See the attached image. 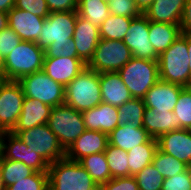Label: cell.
<instances>
[{
  "label": "cell",
  "mask_w": 191,
  "mask_h": 190,
  "mask_svg": "<svg viewBox=\"0 0 191 190\" xmlns=\"http://www.w3.org/2000/svg\"><path fill=\"white\" fill-rule=\"evenodd\" d=\"M189 61L186 33H181L174 43L159 55L160 80L190 87Z\"/></svg>",
  "instance_id": "obj_1"
},
{
  "label": "cell",
  "mask_w": 191,
  "mask_h": 190,
  "mask_svg": "<svg viewBox=\"0 0 191 190\" xmlns=\"http://www.w3.org/2000/svg\"><path fill=\"white\" fill-rule=\"evenodd\" d=\"M44 57V49L36 42L21 41L4 59V80L19 81L43 70Z\"/></svg>",
  "instance_id": "obj_2"
},
{
  "label": "cell",
  "mask_w": 191,
  "mask_h": 190,
  "mask_svg": "<svg viewBox=\"0 0 191 190\" xmlns=\"http://www.w3.org/2000/svg\"><path fill=\"white\" fill-rule=\"evenodd\" d=\"M49 190H99L85 168L67 158L49 165Z\"/></svg>",
  "instance_id": "obj_3"
},
{
  "label": "cell",
  "mask_w": 191,
  "mask_h": 190,
  "mask_svg": "<svg viewBox=\"0 0 191 190\" xmlns=\"http://www.w3.org/2000/svg\"><path fill=\"white\" fill-rule=\"evenodd\" d=\"M102 102L99 73L86 67L65 87V104L77 111L89 110Z\"/></svg>",
  "instance_id": "obj_4"
},
{
  "label": "cell",
  "mask_w": 191,
  "mask_h": 190,
  "mask_svg": "<svg viewBox=\"0 0 191 190\" xmlns=\"http://www.w3.org/2000/svg\"><path fill=\"white\" fill-rule=\"evenodd\" d=\"M118 74L133 98L143 99L149 89L160 80L158 60L132 57Z\"/></svg>",
  "instance_id": "obj_5"
},
{
  "label": "cell",
  "mask_w": 191,
  "mask_h": 190,
  "mask_svg": "<svg viewBox=\"0 0 191 190\" xmlns=\"http://www.w3.org/2000/svg\"><path fill=\"white\" fill-rule=\"evenodd\" d=\"M47 125L65 151L86 130L82 112L65 103L52 108Z\"/></svg>",
  "instance_id": "obj_6"
},
{
  "label": "cell",
  "mask_w": 191,
  "mask_h": 190,
  "mask_svg": "<svg viewBox=\"0 0 191 190\" xmlns=\"http://www.w3.org/2000/svg\"><path fill=\"white\" fill-rule=\"evenodd\" d=\"M16 134L32 151L38 153L49 165L66 158V151L47 124L29 130L11 131Z\"/></svg>",
  "instance_id": "obj_7"
},
{
  "label": "cell",
  "mask_w": 191,
  "mask_h": 190,
  "mask_svg": "<svg viewBox=\"0 0 191 190\" xmlns=\"http://www.w3.org/2000/svg\"><path fill=\"white\" fill-rule=\"evenodd\" d=\"M18 82L26 98L36 99L51 107L65 102V87L50 78L43 70L23 76Z\"/></svg>",
  "instance_id": "obj_8"
},
{
  "label": "cell",
  "mask_w": 191,
  "mask_h": 190,
  "mask_svg": "<svg viewBox=\"0 0 191 190\" xmlns=\"http://www.w3.org/2000/svg\"><path fill=\"white\" fill-rule=\"evenodd\" d=\"M133 57L122 40L100 39L87 67L97 73L118 72Z\"/></svg>",
  "instance_id": "obj_9"
},
{
  "label": "cell",
  "mask_w": 191,
  "mask_h": 190,
  "mask_svg": "<svg viewBox=\"0 0 191 190\" xmlns=\"http://www.w3.org/2000/svg\"><path fill=\"white\" fill-rule=\"evenodd\" d=\"M77 11L51 12L44 20L37 44L47 48L51 43L69 42L73 37Z\"/></svg>",
  "instance_id": "obj_10"
},
{
  "label": "cell",
  "mask_w": 191,
  "mask_h": 190,
  "mask_svg": "<svg viewBox=\"0 0 191 190\" xmlns=\"http://www.w3.org/2000/svg\"><path fill=\"white\" fill-rule=\"evenodd\" d=\"M24 92L18 81H0V124L11 132L22 111Z\"/></svg>",
  "instance_id": "obj_11"
},
{
  "label": "cell",
  "mask_w": 191,
  "mask_h": 190,
  "mask_svg": "<svg viewBox=\"0 0 191 190\" xmlns=\"http://www.w3.org/2000/svg\"><path fill=\"white\" fill-rule=\"evenodd\" d=\"M123 42L131 50L133 57L149 60H158L149 40V20L144 14L133 18L124 36Z\"/></svg>",
  "instance_id": "obj_12"
},
{
  "label": "cell",
  "mask_w": 191,
  "mask_h": 190,
  "mask_svg": "<svg viewBox=\"0 0 191 190\" xmlns=\"http://www.w3.org/2000/svg\"><path fill=\"white\" fill-rule=\"evenodd\" d=\"M3 158L23 162L36 172H48L49 164L12 132L4 136Z\"/></svg>",
  "instance_id": "obj_13"
},
{
  "label": "cell",
  "mask_w": 191,
  "mask_h": 190,
  "mask_svg": "<svg viewBox=\"0 0 191 190\" xmlns=\"http://www.w3.org/2000/svg\"><path fill=\"white\" fill-rule=\"evenodd\" d=\"M86 67L87 64L79 58H66L61 56L44 58L43 63V71L64 87L73 81Z\"/></svg>",
  "instance_id": "obj_14"
},
{
  "label": "cell",
  "mask_w": 191,
  "mask_h": 190,
  "mask_svg": "<svg viewBox=\"0 0 191 190\" xmlns=\"http://www.w3.org/2000/svg\"><path fill=\"white\" fill-rule=\"evenodd\" d=\"M108 144V134L86 129L66 151V158L79 162L86 156L104 152Z\"/></svg>",
  "instance_id": "obj_15"
},
{
  "label": "cell",
  "mask_w": 191,
  "mask_h": 190,
  "mask_svg": "<svg viewBox=\"0 0 191 190\" xmlns=\"http://www.w3.org/2000/svg\"><path fill=\"white\" fill-rule=\"evenodd\" d=\"M158 149L188 165L191 163V130L179 129L162 134Z\"/></svg>",
  "instance_id": "obj_16"
},
{
  "label": "cell",
  "mask_w": 191,
  "mask_h": 190,
  "mask_svg": "<svg viewBox=\"0 0 191 190\" xmlns=\"http://www.w3.org/2000/svg\"><path fill=\"white\" fill-rule=\"evenodd\" d=\"M44 20V17L33 15L16 7L8 12L9 27L22 41L37 42L41 35Z\"/></svg>",
  "instance_id": "obj_17"
},
{
  "label": "cell",
  "mask_w": 191,
  "mask_h": 190,
  "mask_svg": "<svg viewBox=\"0 0 191 190\" xmlns=\"http://www.w3.org/2000/svg\"><path fill=\"white\" fill-rule=\"evenodd\" d=\"M78 58L88 64L100 41L99 28L77 14L73 37Z\"/></svg>",
  "instance_id": "obj_18"
},
{
  "label": "cell",
  "mask_w": 191,
  "mask_h": 190,
  "mask_svg": "<svg viewBox=\"0 0 191 190\" xmlns=\"http://www.w3.org/2000/svg\"><path fill=\"white\" fill-rule=\"evenodd\" d=\"M184 87L159 80L155 83L143 98L146 108L173 112L178 101L180 91Z\"/></svg>",
  "instance_id": "obj_19"
},
{
  "label": "cell",
  "mask_w": 191,
  "mask_h": 190,
  "mask_svg": "<svg viewBox=\"0 0 191 190\" xmlns=\"http://www.w3.org/2000/svg\"><path fill=\"white\" fill-rule=\"evenodd\" d=\"M85 128L110 134L118 126V108L101 102L97 106L82 112Z\"/></svg>",
  "instance_id": "obj_20"
},
{
  "label": "cell",
  "mask_w": 191,
  "mask_h": 190,
  "mask_svg": "<svg viewBox=\"0 0 191 190\" xmlns=\"http://www.w3.org/2000/svg\"><path fill=\"white\" fill-rule=\"evenodd\" d=\"M102 102L119 107L133 97L118 72L99 74Z\"/></svg>",
  "instance_id": "obj_21"
},
{
  "label": "cell",
  "mask_w": 191,
  "mask_h": 190,
  "mask_svg": "<svg viewBox=\"0 0 191 190\" xmlns=\"http://www.w3.org/2000/svg\"><path fill=\"white\" fill-rule=\"evenodd\" d=\"M52 108L41 101L25 97L22 111L12 131L29 130L35 126L47 124Z\"/></svg>",
  "instance_id": "obj_22"
},
{
  "label": "cell",
  "mask_w": 191,
  "mask_h": 190,
  "mask_svg": "<svg viewBox=\"0 0 191 190\" xmlns=\"http://www.w3.org/2000/svg\"><path fill=\"white\" fill-rule=\"evenodd\" d=\"M143 128L155 139L170 131L182 129L179 118L173 112L156 110V108H145Z\"/></svg>",
  "instance_id": "obj_23"
},
{
  "label": "cell",
  "mask_w": 191,
  "mask_h": 190,
  "mask_svg": "<svg viewBox=\"0 0 191 190\" xmlns=\"http://www.w3.org/2000/svg\"><path fill=\"white\" fill-rule=\"evenodd\" d=\"M186 0H154L144 12L149 21L179 25Z\"/></svg>",
  "instance_id": "obj_24"
},
{
  "label": "cell",
  "mask_w": 191,
  "mask_h": 190,
  "mask_svg": "<svg viewBox=\"0 0 191 190\" xmlns=\"http://www.w3.org/2000/svg\"><path fill=\"white\" fill-rule=\"evenodd\" d=\"M152 137L143 128H134L131 124L118 125L109 135V144L125 151L148 142Z\"/></svg>",
  "instance_id": "obj_25"
},
{
  "label": "cell",
  "mask_w": 191,
  "mask_h": 190,
  "mask_svg": "<svg viewBox=\"0 0 191 190\" xmlns=\"http://www.w3.org/2000/svg\"><path fill=\"white\" fill-rule=\"evenodd\" d=\"M181 35L180 25L149 21V40L160 55Z\"/></svg>",
  "instance_id": "obj_26"
},
{
  "label": "cell",
  "mask_w": 191,
  "mask_h": 190,
  "mask_svg": "<svg viewBox=\"0 0 191 190\" xmlns=\"http://www.w3.org/2000/svg\"><path fill=\"white\" fill-rule=\"evenodd\" d=\"M157 149V139L151 138L148 142L128 151L129 176H134L144 167L149 166Z\"/></svg>",
  "instance_id": "obj_27"
},
{
  "label": "cell",
  "mask_w": 191,
  "mask_h": 190,
  "mask_svg": "<svg viewBox=\"0 0 191 190\" xmlns=\"http://www.w3.org/2000/svg\"><path fill=\"white\" fill-rule=\"evenodd\" d=\"M79 163L98 186L108 182L112 178L104 152L86 156Z\"/></svg>",
  "instance_id": "obj_28"
},
{
  "label": "cell",
  "mask_w": 191,
  "mask_h": 190,
  "mask_svg": "<svg viewBox=\"0 0 191 190\" xmlns=\"http://www.w3.org/2000/svg\"><path fill=\"white\" fill-rule=\"evenodd\" d=\"M77 14L99 28L110 11L105 0H78Z\"/></svg>",
  "instance_id": "obj_29"
},
{
  "label": "cell",
  "mask_w": 191,
  "mask_h": 190,
  "mask_svg": "<svg viewBox=\"0 0 191 190\" xmlns=\"http://www.w3.org/2000/svg\"><path fill=\"white\" fill-rule=\"evenodd\" d=\"M118 108V125L131 124L134 128L143 127L144 110L146 108L144 100L132 98L120 105Z\"/></svg>",
  "instance_id": "obj_30"
},
{
  "label": "cell",
  "mask_w": 191,
  "mask_h": 190,
  "mask_svg": "<svg viewBox=\"0 0 191 190\" xmlns=\"http://www.w3.org/2000/svg\"><path fill=\"white\" fill-rule=\"evenodd\" d=\"M132 19L131 17L110 14L99 27L100 38L123 41Z\"/></svg>",
  "instance_id": "obj_31"
},
{
  "label": "cell",
  "mask_w": 191,
  "mask_h": 190,
  "mask_svg": "<svg viewBox=\"0 0 191 190\" xmlns=\"http://www.w3.org/2000/svg\"><path fill=\"white\" fill-rule=\"evenodd\" d=\"M0 171L6 187L16 183L17 181L29 177L36 171L20 161L4 159L0 161Z\"/></svg>",
  "instance_id": "obj_32"
},
{
  "label": "cell",
  "mask_w": 191,
  "mask_h": 190,
  "mask_svg": "<svg viewBox=\"0 0 191 190\" xmlns=\"http://www.w3.org/2000/svg\"><path fill=\"white\" fill-rule=\"evenodd\" d=\"M112 178L129 176L128 152L110 144L104 151Z\"/></svg>",
  "instance_id": "obj_33"
},
{
  "label": "cell",
  "mask_w": 191,
  "mask_h": 190,
  "mask_svg": "<svg viewBox=\"0 0 191 190\" xmlns=\"http://www.w3.org/2000/svg\"><path fill=\"white\" fill-rule=\"evenodd\" d=\"M156 170L165 178L176 176L187 169V165L175 157L165 154L159 149L156 150L151 163Z\"/></svg>",
  "instance_id": "obj_34"
},
{
  "label": "cell",
  "mask_w": 191,
  "mask_h": 190,
  "mask_svg": "<svg viewBox=\"0 0 191 190\" xmlns=\"http://www.w3.org/2000/svg\"><path fill=\"white\" fill-rule=\"evenodd\" d=\"M173 113L179 118L182 129L191 130V87L180 91Z\"/></svg>",
  "instance_id": "obj_35"
},
{
  "label": "cell",
  "mask_w": 191,
  "mask_h": 190,
  "mask_svg": "<svg viewBox=\"0 0 191 190\" xmlns=\"http://www.w3.org/2000/svg\"><path fill=\"white\" fill-rule=\"evenodd\" d=\"M139 190H161L164 177L156 170L152 164L144 167L140 172L134 175Z\"/></svg>",
  "instance_id": "obj_36"
},
{
  "label": "cell",
  "mask_w": 191,
  "mask_h": 190,
  "mask_svg": "<svg viewBox=\"0 0 191 190\" xmlns=\"http://www.w3.org/2000/svg\"><path fill=\"white\" fill-rule=\"evenodd\" d=\"M5 190H49L48 172H35L6 187Z\"/></svg>",
  "instance_id": "obj_37"
},
{
  "label": "cell",
  "mask_w": 191,
  "mask_h": 190,
  "mask_svg": "<svg viewBox=\"0 0 191 190\" xmlns=\"http://www.w3.org/2000/svg\"><path fill=\"white\" fill-rule=\"evenodd\" d=\"M44 58L70 57L78 58L77 49L73 38L69 42L51 43L44 49Z\"/></svg>",
  "instance_id": "obj_38"
},
{
  "label": "cell",
  "mask_w": 191,
  "mask_h": 190,
  "mask_svg": "<svg viewBox=\"0 0 191 190\" xmlns=\"http://www.w3.org/2000/svg\"><path fill=\"white\" fill-rule=\"evenodd\" d=\"M107 4L112 15L136 18L142 14L134 0H110Z\"/></svg>",
  "instance_id": "obj_39"
},
{
  "label": "cell",
  "mask_w": 191,
  "mask_h": 190,
  "mask_svg": "<svg viewBox=\"0 0 191 190\" xmlns=\"http://www.w3.org/2000/svg\"><path fill=\"white\" fill-rule=\"evenodd\" d=\"M15 7L39 17L46 18L50 14L46 0H15Z\"/></svg>",
  "instance_id": "obj_40"
},
{
  "label": "cell",
  "mask_w": 191,
  "mask_h": 190,
  "mask_svg": "<svg viewBox=\"0 0 191 190\" xmlns=\"http://www.w3.org/2000/svg\"><path fill=\"white\" fill-rule=\"evenodd\" d=\"M99 190H139V187L135 176H124L111 178L101 184Z\"/></svg>",
  "instance_id": "obj_41"
},
{
  "label": "cell",
  "mask_w": 191,
  "mask_h": 190,
  "mask_svg": "<svg viewBox=\"0 0 191 190\" xmlns=\"http://www.w3.org/2000/svg\"><path fill=\"white\" fill-rule=\"evenodd\" d=\"M22 40L9 26L0 31V52L5 59Z\"/></svg>",
  "instance_id": "obj_42"
},
{
  "label": "cell",
  "mask_w": 191,
  "mask_h": 190,
  "mask_svg": "<svg viewBox=\"0 0 191 190\" xmlns=\"http://www.w3.org/2000/svg\"><path fill=\"white\" fill-rule=\"evenodd\" d=\"M161 190H191V180L187 169L176 176L165 178Z\"/></svg>",
  "instance_id": "obj_43"
},
{
  "label": "cell",
  "mask_w": 191,
  "mask_h": 190,
  "mask_svg": "<svg viewBox=\"0 0 191 190\" xmlns=\"http://www.w3.org/2000/svg\"><path fill=\"white\" fill-rule=\"evenodd\" d=\"M50 13L77 11L78 0H46Z\"/></svg>",
  "instance_id": "obj_44"
},
{
  "label": "cell",
  "mask_w": 191,
  "mask_h": 190,
  "mask_svg": "<svg viewBox=\"0 0 191 190\" xmlns=\"http://www.w3.org/2000/svg\"><path fill=\"white\" fill-rule=\"evenodd\" d=\"M179 25L181 33L191 34V0H186Z\"/></svg>",
  "instance_id": "obj_45"
},
{
  "label": "cell",
  "mask_w": 191,
  "mask_h": 190,
  "mask_svg": "<svg viewBox=\"0 0 191 190\" xmlns=\"http://www.w3.org/2000/svg\"><path fill=\"white\" fill-rule=\"evenodd\" d=\"M154 0H134L137 8L140 10L142 14L147 11V9L151 6Z\"/></svg>",
  "instance_id": "obj_46"
},
{
  "label": "cell",
  "mask_w": 191,
  "mask_h": 190,
  "mask_svg": "<svg viewBox=\"0 0 191 190\" xmlns=\"http://www.w3.org/2000/svg\"><path fill=\"white\" fill-rule=\"evenodd\" d=\"M15 7V0H0V10L8 13Z\"/></svg>",
  "instance_id": "obj_47"
},
{
  "label": "cell",
  "mask_w": 191,
  "mask_h": 190,
  "mask_svg": "<svg viewBox=\"0 0 191 190\" xmlns=\"http://www.w3.org/2000/svg\"><path fill=\"white\" fill-rule=\"evenodd\" d=\"M9 26L8 13L0 10V31Z\"/></svg>",
  "instance_id": "obj_48"
},
{
  "label": "cell",
  "mask_w": 191,
  "mask_h": 190,
  "mask_svg": "<svg viewBox=\"0 0 191 190\" xmlns=\"http://www.w3.org/2000/svg\"><path fill=\"white\" fill-rule=\"evenodd\" d=\"M187 48L189 52L190 87H191V34H186Z\"/></svg>",
  "instance_id": "obj_49"
},
{
  "label": "cell",
  "mask_w": 191,
  "mask_h": 190,
  "mask_svg": "<svg viewBox=\"0 0 191 190\" xmlns=\"http://www.w3.org/2000/svg\"><path fill=\"white\" fill-rule=\"evenodd\" d=\"M0 76L2 77V80H4V58L0 52Z\"/></svg>",
  "instance_id": "obj_50"
},
{
  "label": "cell",
  "mask_w": 191,
  "mask_h": 190,
  "mask_svg": "<svg viewBox=\"0 0 191 190\" xmlns=\"http://www.w3.org/2000/svg\"><path fill=\"white\" fill-rule=\"evenodd\" d=\"M4 136L5 135H0V161L3 158V143H4Z\"/></svg>",
  "instance_id": "obj_51"
},
{
  "label": "cell",
  "mask_w": 191,
  "mask_h": 190,
  "mask_svg": "<svg viewBox=\"0 0 191 190\" xmlns=\"http://www.w3.org/2000/svg\"><path fill=\"white\" fill-rule=\"evenodd\" d=\"M5 189H6V186L4 184L2 174H1V171H0V190H5Z\"/></svg>",
  "instance_id": "obj_52"
},
{
  "label": "cell",
  "mask_w": 191,
  "mask_h": 190,
  "mask_svg": "<svg viewBox=\"0 0 191 190\" xmlns=\"http://www.w3.org/2000/svg\"><path fill=\"white\" fill-rule=\"evenodd\" d=\"M6 133H7V131L0 124V135H5Z\"/></svg>",
  "instance_id": "obj_53"
},
{
  "label": "cell",
  "mask_w": 191,
  "mask_h": 190,
  "mask_svg": "<svg viewBox=\"0 0 191 190\" xmlns=\"http://www.w3.org/2000/svg\"><path fill=\"white\" fill-rule=\"evenodd\" d=\"M187 171H188V173H189L190 180H191V163H189V164L187 165Z\"/></svg>",
  "instance_id": "obj_54"
}]
</instances>
